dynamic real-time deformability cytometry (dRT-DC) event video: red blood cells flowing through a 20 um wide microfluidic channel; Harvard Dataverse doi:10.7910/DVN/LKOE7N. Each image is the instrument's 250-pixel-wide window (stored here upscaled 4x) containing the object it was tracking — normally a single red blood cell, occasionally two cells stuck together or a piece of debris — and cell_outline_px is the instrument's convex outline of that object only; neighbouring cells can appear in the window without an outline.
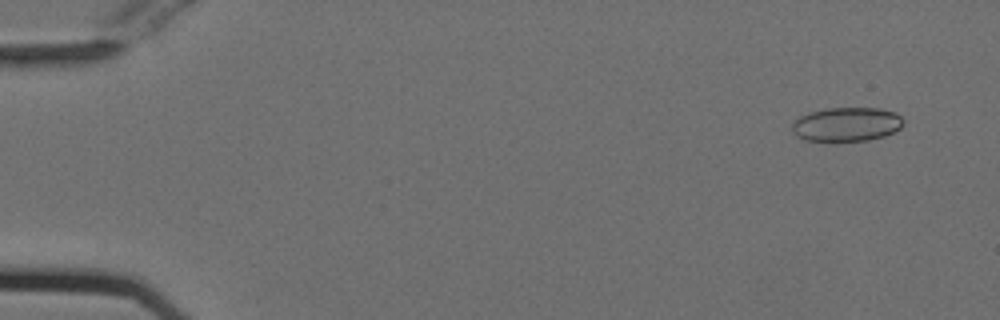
{"species": "Egyptian fruit bat (a non-hibernating species)", "species_latin": "Rousettus aegyptiacus", "temperature_condition": "cold", "stored_images_in_passage": 54, "camera_frame_rate_fps": 3000, "um_per_image_px": 0.085, "animal": {"sex": "female"}, "frame": {"image": 1, "passage_image": 4, "time_ms": 1.0, "image_size_px": [1000, 320], "cell_outline_px": [[904, 124], [900, 128], [884, 136], [868, 140], [804, 140], [796, 136], [792, 132], [792, 124], [800, 116], [808, 112], [828, 108], [880, 108], [896, 112], [904, 120]], "centroid_in_image_um": [71.97, 10.55], "position_along_channel_um": 13.0, "area_um2": 22.02}}
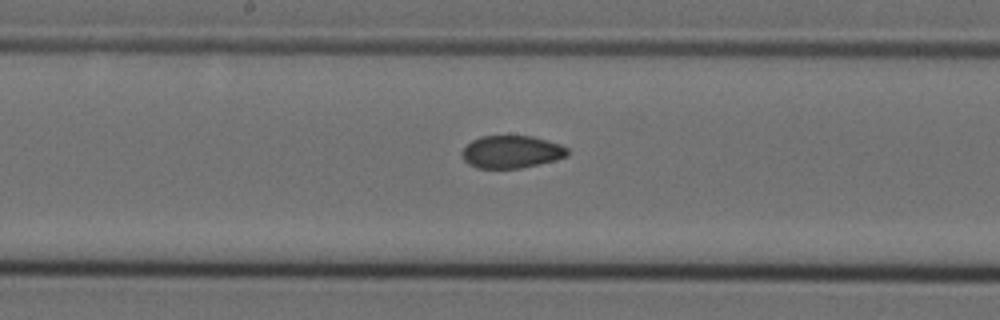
{"frame": {"image": 2, "passage_image": 29, "time_ms": 9.333, "image_size_px": [1000, 320], "cell_outline_px": [[568, 156], [556, 160], [520, 168], [476, 168], [468, 164], [464, 160], [460, 152], [472, 140], [480, 136], [532, 136], [560, 144], [568, 148]], "centroid_in_image_um": [43.46, 12.91], "position_along_channel_um": 204.7, "area_um2": 20.06}}
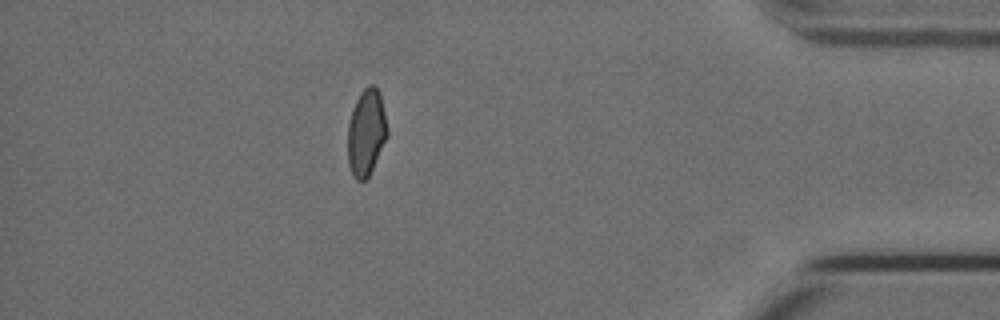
{"frame": {"image": 3, "passage_image": 48, "time_ms": 15.667, "image_size_px": [1000, 320], "cell_outline_px": [[388, 136], [368, 176], [364, 180], [356, 180], [352, 176], [348, 164], [348, 124], [352, 108], [360, 92], [368, 84], [376, 84], [380, 92], [388, 132]], "centroid_in_image_um": [31.12, 11.22], "position_along_channel_um": 404.1, "area_um2": 20.06}, "authors_computed_cell_mechanics": {"area_um2": 20.8947, "velocity_mm_per_s": 3.7975, "shape_relaxation_time_tau1_ms": null, "shape_relaxation_time_tau2_ms": 2.0935, "deformation_change_tau1": null, "deformation_change_tau2": 0.0607}}